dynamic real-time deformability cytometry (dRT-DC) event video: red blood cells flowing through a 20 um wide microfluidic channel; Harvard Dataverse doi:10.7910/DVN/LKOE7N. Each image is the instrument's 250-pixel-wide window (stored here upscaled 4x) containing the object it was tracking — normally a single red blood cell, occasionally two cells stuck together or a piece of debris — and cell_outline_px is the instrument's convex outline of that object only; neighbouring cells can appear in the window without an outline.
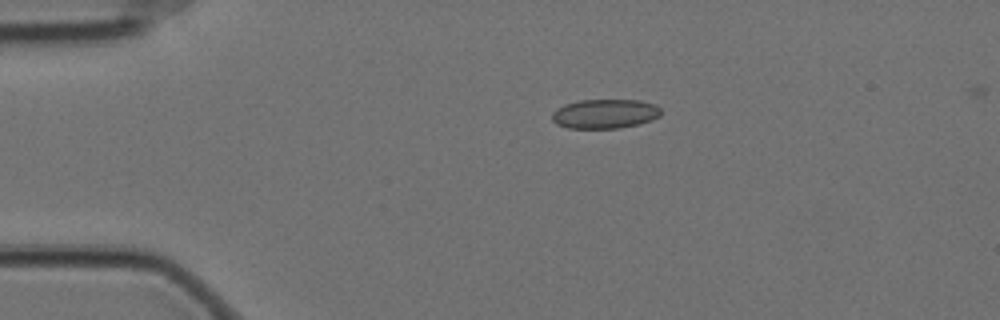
{"species": "Egyptian fruit bat (a non-hibernating species)", "species_latin": "Rousettus aegyptiacus", "temperature_condition": "cold", "stored_images_in_passage": 47, "camera_frame_rate_fps": 3000, "um_per_image_px": 0.085, "animal": {"sex": "female"}, "frame": {"image": 1, "passage_image": 1, "time_ms": 0.0, "image_size_px": [1000, 320], "cell_outline_px": [[660, 116], [652, 120], [640, 124], [620, 128], [568, 128], [556, 124], [552, 120], [552, 112], [556, 108], [564, 104], [580, 100], [640, 100], [656, 104], [660, 108]], "centroid_in_image_um": [51.42, 9.67], "position_along_channel_um": 33.6, "area_um2": 18.84}}
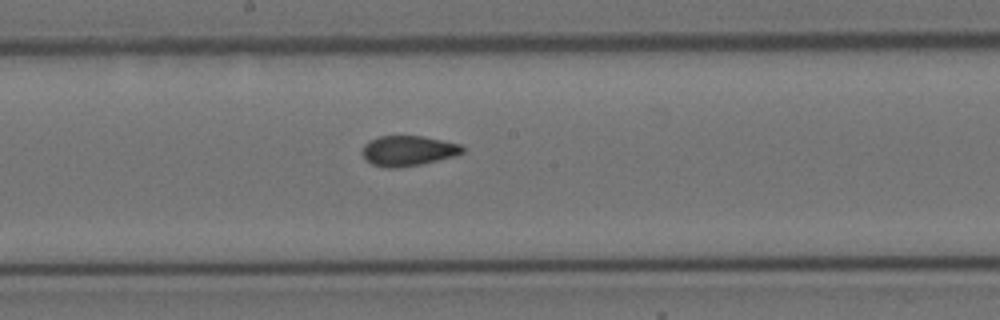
{"frame": {"image": 2, "passage_image": 20, "time_ms": 6.333, "image_size_px": [1000, 320], "cell_outline_px": [[464, 152], [456, 156], [420, 164], [396, 168], [388, 168], [372, 164], [364, 160], [364, 144], [368, 140], [380, 136], [424, 136], [460, 144], [464, 148]], "centroid_in_image_um": [34.7, 12.81], "position_along_channel_um": 213.5, "area_um2": 17.63}}
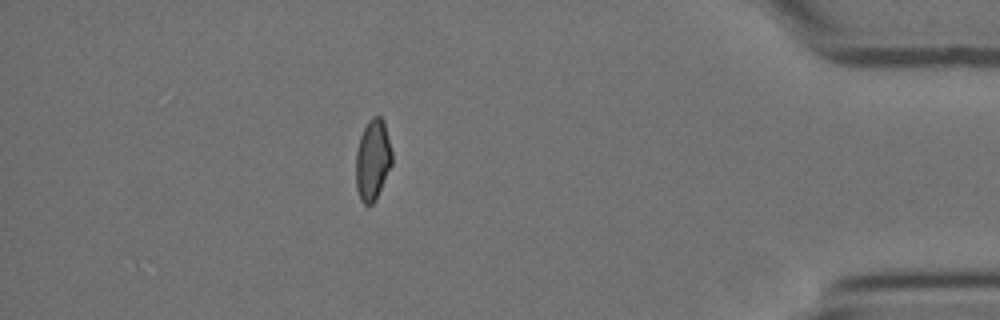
{"frame": {"image": 3, "passage_image": 40, "time_ms": 13.0, "image_size_px": [1000, 320], "cell_outline_px": [[392, 164], [376, 200], [372, 204], [364, 204], [360, 200], [356, 188], [356, 152], [360, 136], [368, 120], [372, 116], [380, 116], [384, 120], [392, 152]], "centroid_in_image_um": [31.68, 13.59], "position_along_channel_um": 403.5, "area_um2": 17.17}, "authors_computed_cell_mechanics": {"area_um2": 17.918, "velocity_mm_per_s": 3.5081, "shape_relaxation_time_tau1_ms": null, "shape_relaxation_time_tau2_ms": 1.3994, "deformation_change_tau1": null, "deformation_change_tau2": 0.0567}}